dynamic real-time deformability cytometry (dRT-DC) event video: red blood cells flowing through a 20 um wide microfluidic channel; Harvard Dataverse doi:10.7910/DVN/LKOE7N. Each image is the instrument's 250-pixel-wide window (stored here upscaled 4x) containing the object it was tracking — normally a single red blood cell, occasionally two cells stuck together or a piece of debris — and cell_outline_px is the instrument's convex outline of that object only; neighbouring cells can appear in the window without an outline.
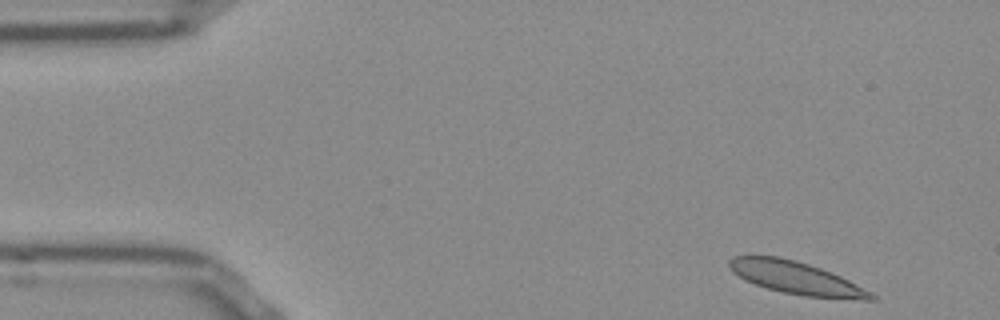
{"species": "Egyptian fruit bat (a non-hibernating species)", "species_latin": "Rousettus aegyptiacus", "temperature_condition": "room temperature", "stored_images_in_passage": 49, "camera_frame_rate_fps": 3000, "um_per_image_px": 0.085, "frame": {"image": 1, "passage_image": 1, "time_ms": 0.0, "image_size_px": [1000, 320], "cell_outline_px": [[876, 300], [864, 300], [804, 296], [784, 292], [768, 288], [744, 280], [732, 272], [728, 264], [728, 260], [732, 256], [780, 256], [796, 260], [832, 272], [872, 292], [876, 296]], "centroid_in_image_um": [67.67, 23.62], "position_along_channel_um": 17.3, "area_um2": 26.88}}
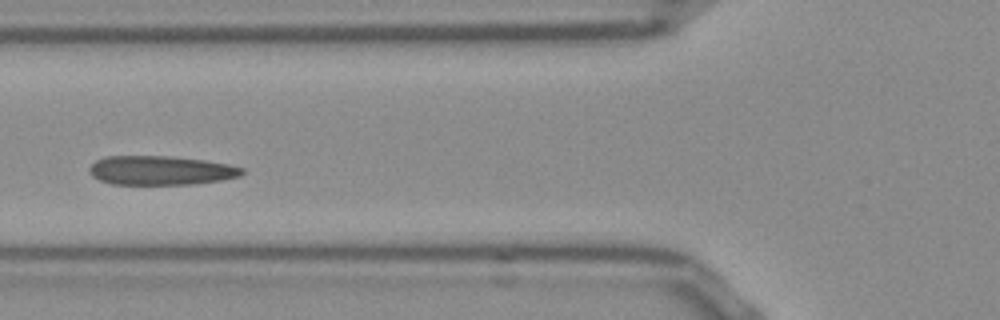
{"frame": {"image": 2, "passage_image": 16, "time_ms": 5.0, "image_size_px": [1000, 320], "cell_outline_px": [[244, 172], [240, 176], [220, 180], [192, 184], [112, 184], [100, 180], [92, 176], [88, 168], [96, 160], [104, 156], [168, 156], [204, 160], [228, 164], [244, 168]], "centroid_in_image_um": [13.65, 14.48], "position_along_channel_um": 112.2, "area_um2": 25.84}}
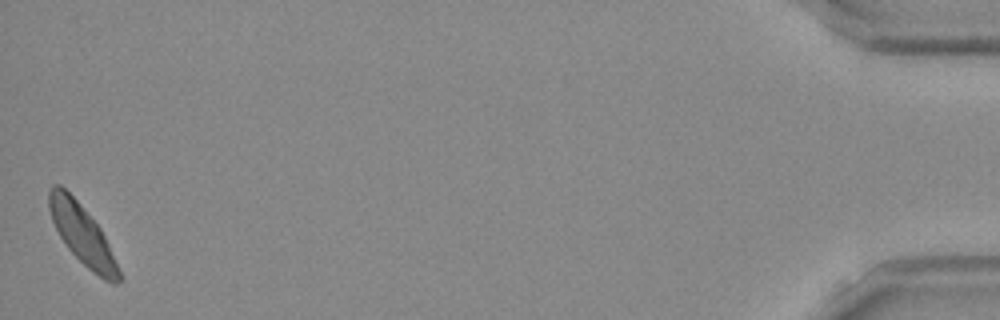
{"frame": {"image": 3, "passage_image": 49, "time_ms": 16.0, "image_size_px": [1000, 320], "cell_outline_px": [[120, 280], [116, 284], [112, 284], [104, 280], [92, 272], [68, 248], [60, 236], [52, 220], [48, 208], [48, 192], [52, 184], [60, 184], [80, 204], [100, 228], [108, 244], [120, 272]], "centroid_in_image_um": [6.96, 19.92], "position_along_channel_um": 428.2, "area_um2": 23.7}, "authors_computed_cell_mechanics": {"area_um2": 25.721, "velocity_mm_per_s": 3.7668, "shape_relaxation_time_tau1_ms": 7.7042, "shape_relaxation_time_tau2_ms": 1.0054, "deformation_change_tau1": 0.1728, "deformation_change_tau2": 0.0524}}